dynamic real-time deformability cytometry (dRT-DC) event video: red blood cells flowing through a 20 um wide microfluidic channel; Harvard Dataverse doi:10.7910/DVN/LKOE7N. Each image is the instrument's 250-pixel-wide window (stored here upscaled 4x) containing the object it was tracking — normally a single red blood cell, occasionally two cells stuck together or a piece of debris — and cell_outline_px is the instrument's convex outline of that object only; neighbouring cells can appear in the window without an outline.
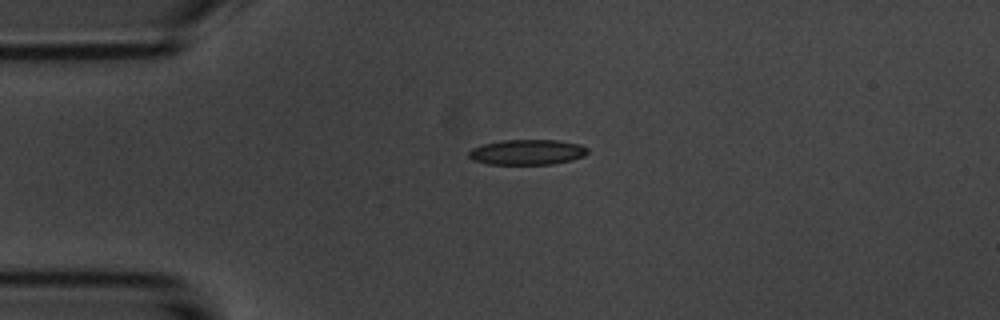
{"species": "common noctule bat (a hibernating species)", "species_latin": "Nyctalus noctula", "temperature_condition": "room temperature", "stored_images_in_passage": 2, "camera_frame_rate_fps": 3000, "um_per_image_px": 0.085, "animal": {"sex": "male", "body_mass_g": 20.1, "forearm_length_mm": 53.5}, "frame": {"image": 1, "passage_image": 2, "time_ms": 1.333, "image_size_px": [1000, 320], "cell_outline_px": [[588, 152], [584, 156], [572, 160], [552, 164], [488, 164], [472, 160], [468, 156], [468, 152], [472, 148], [484, 144], [504, 140], [556, 140], [580, 144], [588, 148]], "centroid_in_image_um": [44.82, 12.93], "position_along_channel_um": 40.2, "area_um2": 17.51}}